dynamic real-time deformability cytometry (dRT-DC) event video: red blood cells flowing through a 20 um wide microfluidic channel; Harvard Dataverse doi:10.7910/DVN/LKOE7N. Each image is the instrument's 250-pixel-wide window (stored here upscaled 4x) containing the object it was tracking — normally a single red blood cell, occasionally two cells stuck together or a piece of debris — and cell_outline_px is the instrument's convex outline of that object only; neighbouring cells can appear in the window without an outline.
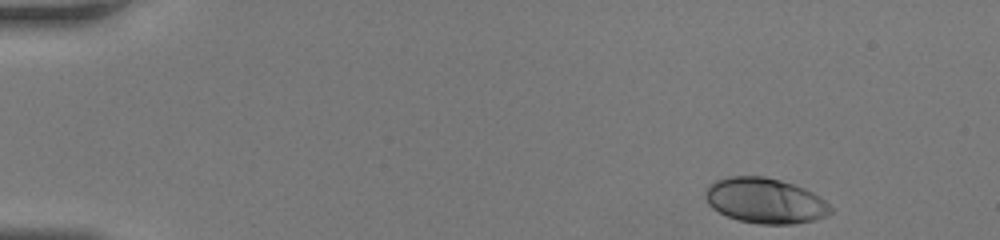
{"species": "human", "species_latin": "Homo sapiens", "temperature_condition": "room temperature", "stored_images_in_passage": 42, "camera_frame_rate_fps": 3000, "um_per_image_px": 0.085, "donor": {"sex": "female"}, "frame": {"image": 1, "passage_image": 1, "time_ms": 0.0, "image_size_px": [1000, 240], "cell_outline_px": [[832, 212], [828, 216], [812, 220], [792, 224], [760, 224], [740, 220], [728, 216], [712, 208], [708, 204], [704, 196], [704, 192], [708, 184], [716, 180], [728, 176], [764, 176], [780, 180], [804, 188], [820, 196], [832, 208]], "centroid_in_image_um": [65.02, 17.05], "position_along_channel_um": 20.0, "area_um2": 33.12}}
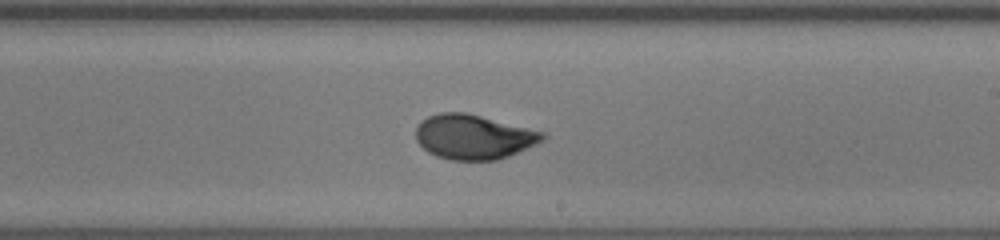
{"frame": {"image": 2, "passage_image": 24, "time_ms": 7.667, "image_size_px": [1000, 240], "cell_outline_px": [[548, 136], [544, 140], [536, 144], [508, 156], [496, 160], [452, 160], [436, 156], [428, 152], [416, 140], [416, 128], [420, 120], [428, 116], [440, 112], [468, 112], [544, 132]], "centroid_in_image_um": [40.25, 11.62], "position_along_channel_um": 248.8, "area_um2": 33.12}}
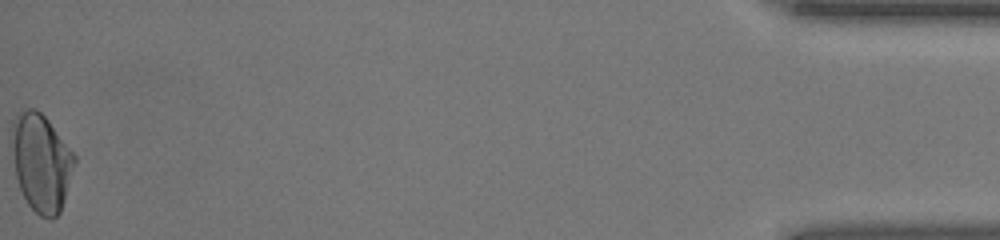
{"frame": {"image": 3, "passage_image": 42, "time_ms": 13.667, "image_size_px": [1000, 240], "cell_outline_px": [[76, 160], [64, 200], [60, 212], [52, 220], [48, 220], [40, 216], [28, 204], [20, 188], [16, 176], [12, 136], [12, 120], [20, 108], [36, 108], [48, 120], [76, 156]], "centroid_in_image_um": [3.51, 13.79], "position_along_channel_um": 431.7, "area_um2": 35.43}}